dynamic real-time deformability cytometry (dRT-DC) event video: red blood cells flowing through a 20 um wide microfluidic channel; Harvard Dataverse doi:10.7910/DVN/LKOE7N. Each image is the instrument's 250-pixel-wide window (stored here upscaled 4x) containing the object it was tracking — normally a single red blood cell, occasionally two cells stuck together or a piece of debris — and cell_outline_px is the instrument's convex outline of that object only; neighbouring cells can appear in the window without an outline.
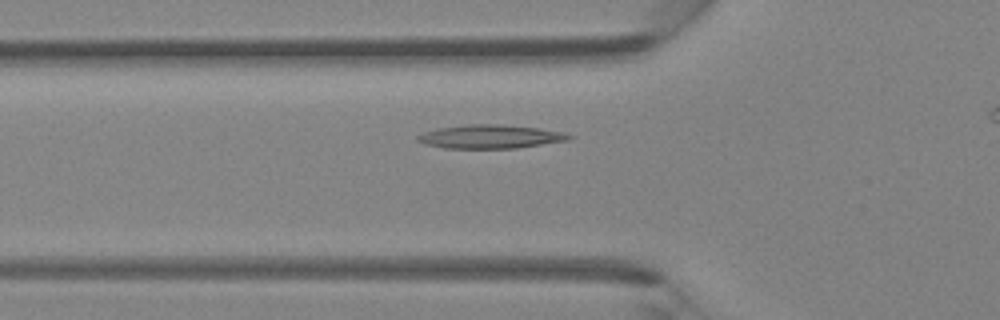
{"species": "Egyptian fruit bat (a non-hibernating species)", "species_latin": "Rousettus aegyptiacus", "temperature_condition": "room temperature", "stored_images_in_passage": 39, "camera_frame_rate_fps": 3000, "um_per_image_px": 0.085, "animal": {"sex": "female"}, "frame": {"image": 1, "passage_image": 13, "time_ms": 4.0, "image_size_px": [1000, 320], "cell_outline_px": [[576, 136], [568, 140], [516, 148], [444, 148], [424, 144], [416, 140], [416, 136], [424, 132], [436, 128], [468, 124], [500, 124], [536, 128], [564, 132]], "centroid_in_image_um": [41.65, 11.61], "position_along_channel_um": 84.2, "area_um2": 20.87}}
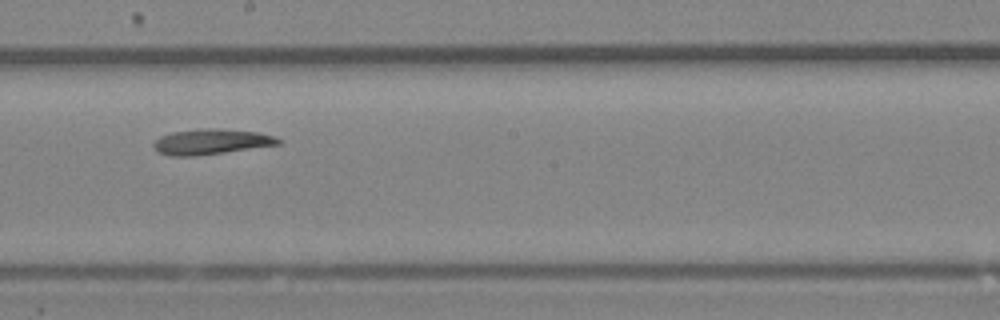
{"frame": {"image": 2, "passage_image": 23, "time_ms": 7.333, "image_size_px": [1000, 320], "cell_outline_px": [[284, 140], [280, 144], [196, 156], [168, 156], [156, 152], [152, 144], [160, 136], [172, 132], [200, 128], [220, 128], [260, 132], [276, 136]], "centroid_in_image_um": [17.95, 12.04], "position_along_channel_um": 230.2, "area_um2": 18.79}}
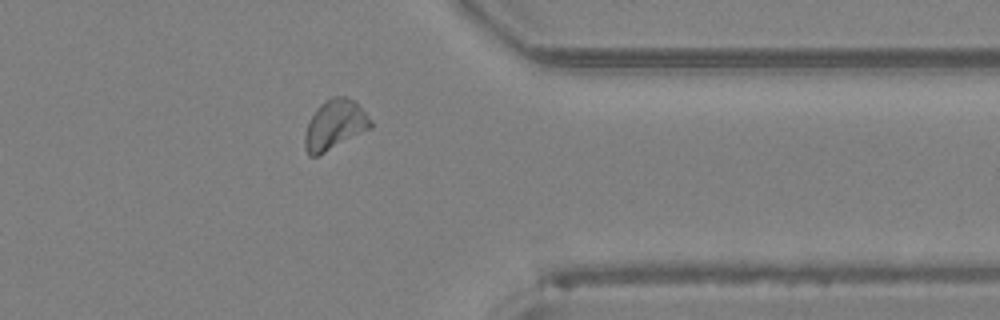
{"frame": {"image": 3, "passage_image": 34, "time_ms": 11.0, "image_size_px": [1000, 320], "cell_outline_px": [[372, 128], [316, 156], [308, 156], [304, 148], [304, 136], [308, 120], [316, 108], [320, 104], [332, 96], [344, 96], [356, 100], [372, 120]], "centroid_in_image_um": [28.45, 10.58], "position_along_channel_um": 382.9, "area_um2": 19.31}}